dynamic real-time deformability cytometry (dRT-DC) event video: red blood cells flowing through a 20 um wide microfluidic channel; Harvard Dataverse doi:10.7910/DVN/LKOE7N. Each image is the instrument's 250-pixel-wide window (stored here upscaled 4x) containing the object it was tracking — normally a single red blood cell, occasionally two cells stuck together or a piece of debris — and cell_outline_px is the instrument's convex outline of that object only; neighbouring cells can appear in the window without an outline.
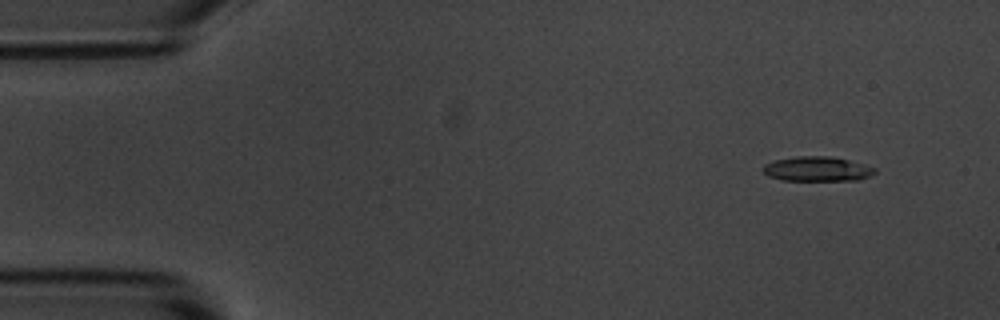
{"species": "common noctule bat (a hibernating species)", "species_latin": "Nyctalus noctula", "temperature_condition": "room temperature", "stored_images_in_passage": 5, "camera_frame_rate_fps": 3000, "um_per_image_px": 0.085, "animal": {"sex": "male", "body_mass_g": 20.1, "forearm_length_mm": 53.5}, "frame": {"image": 1, "passage_image": 2, "time_ms": 1.333, "image_size_px": [1000, 320], "cell_outline_px": [[876, 172], [872, 176], [860, 180], [780, 180], [768, 176], [764, 172], [764, 164], [776, 160], [796, 156], [832, 156], [864, 164], [876, 168]], "centroid_in_image_um": [69.5, 14.36], "position_along_channel_um": 15.5, "area_um2": 16.13}}